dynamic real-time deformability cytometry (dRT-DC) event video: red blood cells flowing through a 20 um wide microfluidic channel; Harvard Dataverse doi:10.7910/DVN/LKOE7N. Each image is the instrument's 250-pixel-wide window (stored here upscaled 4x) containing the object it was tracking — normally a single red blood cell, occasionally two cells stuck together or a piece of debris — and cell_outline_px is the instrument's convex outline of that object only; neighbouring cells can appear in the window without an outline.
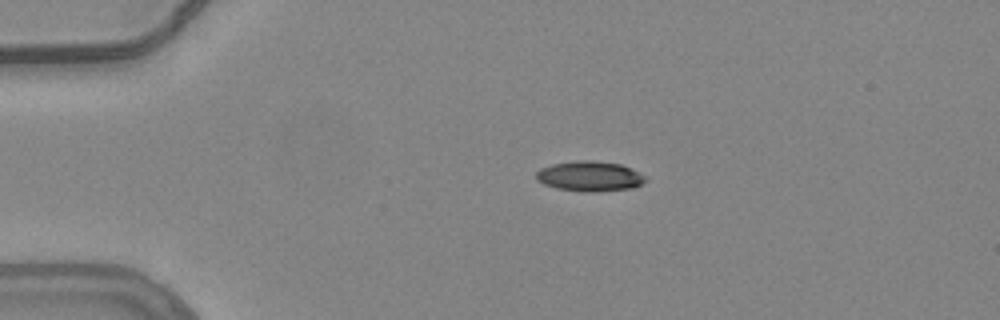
{"species": "common noctule bat (a hibernating species)", "species_latin": "Nyctalus noctula", "temperature_condition": "warm", "stored_images_in_passage": 44, "camera_frame_rate_fps": 3000, "um_per_image_px": 0.085, "animal": {"sex": "female", "body_mass_g": 24.6, "forearm_length_mm": 56.2}, "frame": {"image": 1, "passage_image": 1, "time_ms": 0.0, "image_size_px": [1000, 320], "cell_outline_px": [[648, 180], [632, 188], [596, 192], [588, 192], [556, 188], [544, 184], [536, 180], [536, 172], [540, 168], [552, 164], [576, 160], [592, 160], [620, 164], [640, 172]], "centroid_in_image_um": [50.11, 14.97], "position_along_channel_um": 34.9, "area_um2": 19.25}}
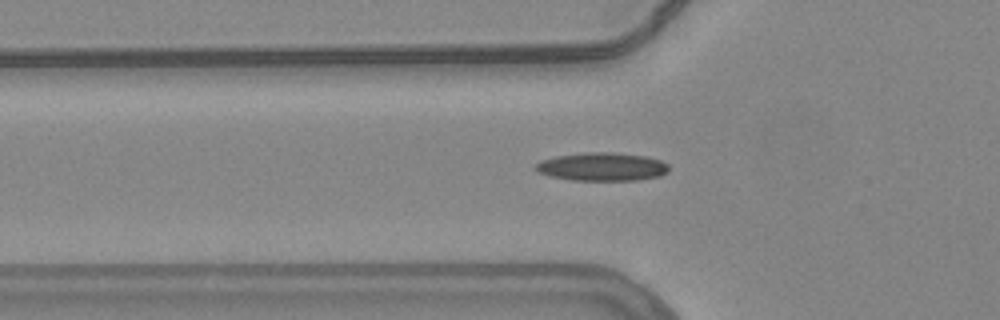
{"frame": {"image": 2, "passage_image": 8, "time_ms": 2.333, "image_size_px": [1000, 320], "cell_outline_px": [[668, 172], [660, 176], [636, 180], [572, 180], [548, 176], [536, 172], [536, 164], [540, 160], [556, 156], [584, 152], [612, 152], [648, 156], [660, 160], [668, 164]], "centroid_in_image_um": [51.17, 14.17], "position_along_channel_um": 74.6, "area_um2": 22.14}}
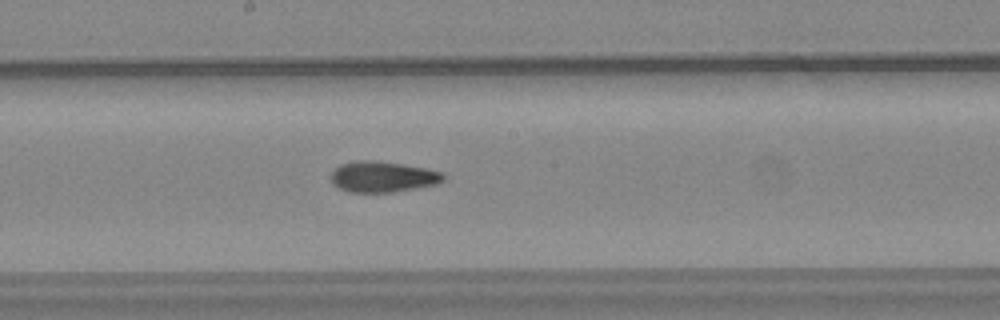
{"frame": {"image": 3, "passage_image": 19, "time_ms": 6.0, "image_size_px": [1000, 320], "cell_outline_px": [[444, 180], [436, 184], [392, 192], [348, 192], [332, 184], [332, 172], [340, 164], [356, 160], [372, 160], [400, 164], [424, 168], [444, 172]], "centroid_in_image_um": [32.51, 15.02], "position_along_channel_um": 215.7, "area_um2": 20.0}, "authors_computed_cell_mechanics": {"area_um2": 19.652, "velocity_mm_per_s": 3.8137, "shape_relaxation_time_tau1_ms": null, "shape_relaxation_time_tau2_ms": 1.7766, "deformation_change_tau1": null, "deformation_change_tau2": 0.0943}}